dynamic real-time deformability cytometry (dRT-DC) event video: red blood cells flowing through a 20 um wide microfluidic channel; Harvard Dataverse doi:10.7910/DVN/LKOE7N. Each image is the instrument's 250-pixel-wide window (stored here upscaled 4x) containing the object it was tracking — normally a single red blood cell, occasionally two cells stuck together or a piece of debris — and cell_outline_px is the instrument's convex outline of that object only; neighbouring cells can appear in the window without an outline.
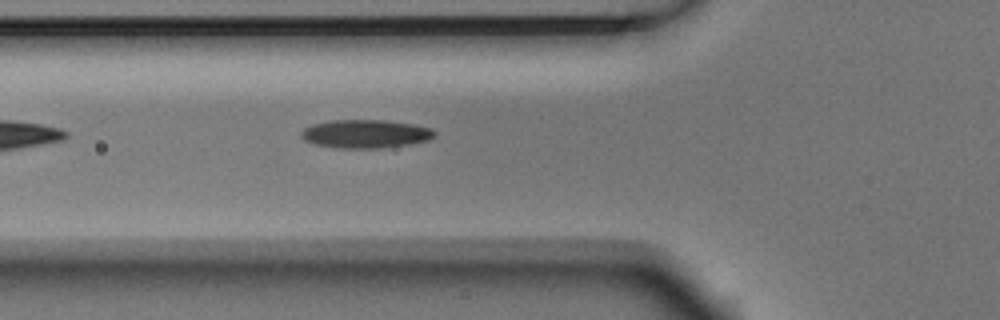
{"species": "Egyptian fruit bat (a non-hibernating species)", "species_latin": "Rousettus aegyptiacus", "temperature_condition": "room temperature", "stored_images_in_passage": 2, "camera_frame_rate_fps": 3000, "um_per_image_px": 0.085, "animal": {"sex": "male"}, "frame": {"image": 1, "passage_image": 2, "time_ms": 0.333, "image_size_px": [1000, 320], "cell_outline_px": [[436, 132], [428, 140], [408, 144], [380, 148], [336, 148], [316, 144], [304, 140], [300, 136], [300, 132], [304, 128], [312, 124], [328, 120], [384, 120], [412, 124], [432, 128]], "centroid_in_image_um": [31.02, 11.37], "position_along_channel_um": 94.8, "area_um2": 22.02}}